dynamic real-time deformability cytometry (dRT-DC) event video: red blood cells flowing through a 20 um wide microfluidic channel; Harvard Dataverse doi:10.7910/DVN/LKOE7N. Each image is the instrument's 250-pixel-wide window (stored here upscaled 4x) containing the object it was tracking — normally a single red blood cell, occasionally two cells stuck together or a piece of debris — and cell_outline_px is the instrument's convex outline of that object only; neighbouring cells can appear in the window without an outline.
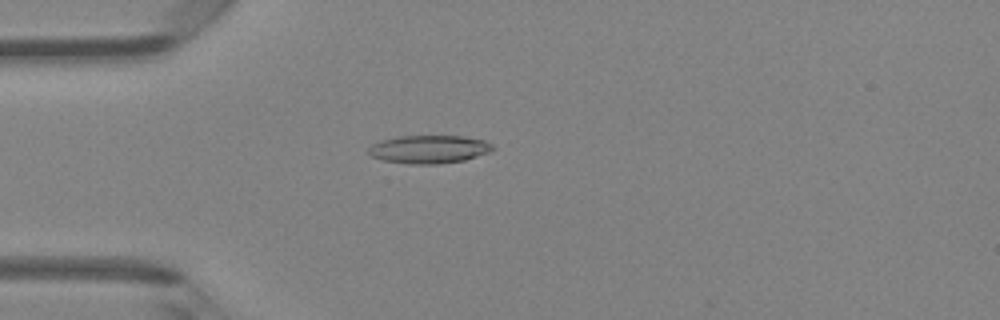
{"species": "Egyptian fruit bat (a non-hibernating species)", "species_latin": "Rousettus aegyptiacus", "temperature_condition": "room temperature", "stored_images_in_passage": 2, "camera_frame_rate_fps": 3000, "um_per_image_px": 0.085, "animal": {"sex": "female"}, "frame": {"image": 1, "passage_image": 1, "time_ms": 0.0, "image_size_px": [1000, 320], "cell_outline_px": [[492, 148], [488, 152], [464, 160], [440, 164], [408, 164], [384, 160], [372, 156], [368, 152], [368, 148], [372, 144], [380, 140], [400, 136], [464, 136], [484, 140], [492, 144]], "centroid_in_image_um": [36.44, 12.68], "position_along_channel_um": 48.6, "area_um2": 20.23}}